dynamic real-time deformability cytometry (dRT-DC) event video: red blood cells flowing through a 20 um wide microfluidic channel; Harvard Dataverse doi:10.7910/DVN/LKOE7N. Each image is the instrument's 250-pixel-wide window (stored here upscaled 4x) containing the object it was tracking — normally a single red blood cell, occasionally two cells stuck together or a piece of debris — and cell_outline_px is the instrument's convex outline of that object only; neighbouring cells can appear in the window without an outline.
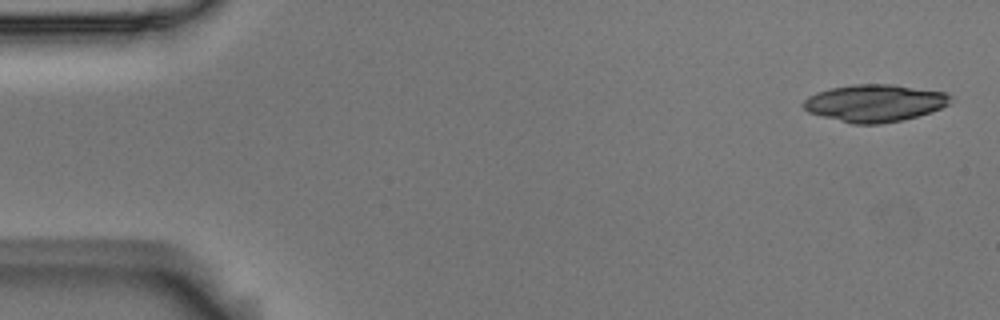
{"species": "Egyptian fruit bat (a non-hibernating species)", "species_latin": "Rousettus aegyptiacus", "temperature_condition": "room temperature", "stored_images_in_passage": 7, "camera_frame_rate_fps": 3000, "um_per_image_px": 0.085, "animal": {"sex": "male"}, "frame": {"image": 1, "passage_image": 1, "time_ms": 0.0, "image_size_px": [1000, 320], "cell_outline_px": [[952, 96], [948, 104], [932, 112], [900, 120], [880, 124], [852, 124], [808, 112], [800, 104], [808, 96], [816, 92], [828, 88], [852, 84], [892, 84], [944, 92]], "centroid_in_image_um": [74.31, 8.75], "position_along_channel_um": 10.7, "area_um2": 31.96}}
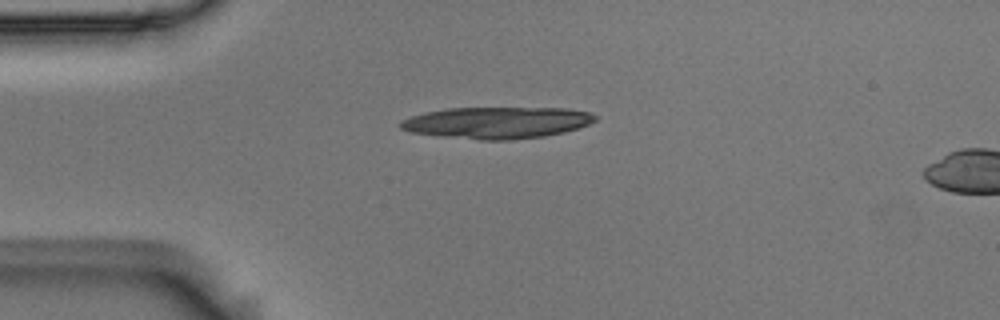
{"frame": {"image": 2, "passage_image": 4, "time_ms": 1.0, "image_size_px": [1000, 320], "cell_outline_px": [[596, 120], [588, 124], [564, 132], [544, 136], [512, 140], [480, 140], [440, 136], [412, 132], [400, 128], [400, 120], [424, 112], [448, 108], [568, 108], [592, 112], [596, 116]], "centroid_in_image_um": [42.25, 10.42], "position_along_channel_um": 42.8, "area_um2": 35.95}}